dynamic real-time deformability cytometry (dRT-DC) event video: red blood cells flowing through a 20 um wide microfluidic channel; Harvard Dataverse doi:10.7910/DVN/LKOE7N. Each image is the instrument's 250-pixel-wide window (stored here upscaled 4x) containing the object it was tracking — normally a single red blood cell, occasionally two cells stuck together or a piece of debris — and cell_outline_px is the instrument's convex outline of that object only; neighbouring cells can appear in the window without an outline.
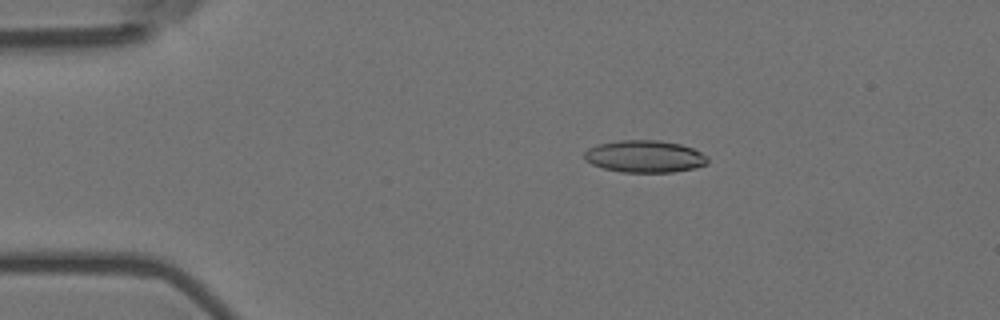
{"species": "Egyptian fruit bat (a non-hibernating species)", "species_latin": "Rousettus aegyptiacus", "temperature_condition": "room temperature", "stored_images_in_passage": 4, "camera_frame_rate_fps": 3000, "um_per_image_px": 0.085, "animal": {"sex": "female"}, "frame": {"image": 1, "passage_image": 3, "time_ms": 0.667, "image_size_px": [1000, 320], "cell_outline_px": [[708, 164], [696, 168], [672, 172], [620, 172], [604, 168], [592, 164], [584, 160], [584, 152], [588, 148], [596, 144], [616, 140], [660, 140], [680, 144], [692, 148], [708, 156]], "centroid_in_image_um": [54.79, 13.29], "position_along_channel_um": 30.2, "area_um2": 23.35}}